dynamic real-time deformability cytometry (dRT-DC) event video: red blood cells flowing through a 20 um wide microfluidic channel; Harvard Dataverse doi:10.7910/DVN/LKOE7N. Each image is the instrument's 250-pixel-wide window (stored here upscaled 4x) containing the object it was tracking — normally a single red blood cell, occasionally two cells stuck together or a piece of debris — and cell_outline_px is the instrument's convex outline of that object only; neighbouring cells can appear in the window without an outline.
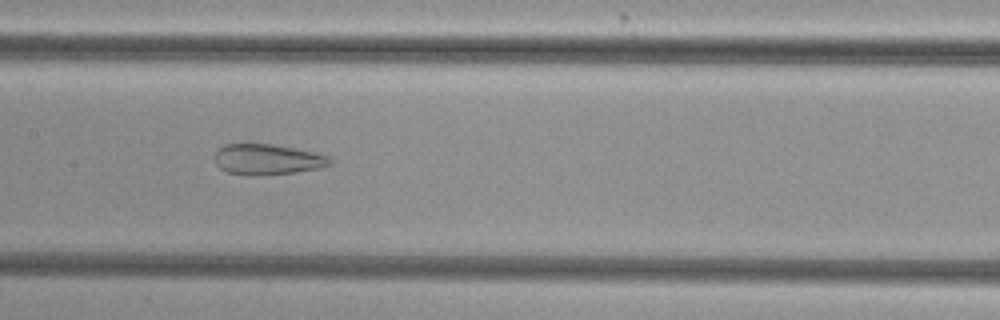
{"species": "common noctule bat (a hibernating species)", "species_latin": "Nyctalus noctula", "temperature_condition": "cold", "stored_images_in_passage": 47, "camera_frame_rate_fps": 3000, "um_per_image_px": 0.085, "animal": {"sex": "female", "body_mass_g": 29.2, "forearm_length_mm": 56.3}, "frame": {"image": 1, "passage_image": 20, "time_ms": 6.333, "image_size_px": [1000, 320], "cell_outline_px": [[332, 164], [320, 168], [296, 172], [252, 176], [228, 172], [220, 168], [216, 164], [216, 152], [224, 144], [272, 144], [312, 152], [328, 156], [332, 160]], "centroid_in_image_um": [22.74, 13.56], "position_along_channel_um": 184.7, "area_um2": 20.35}}
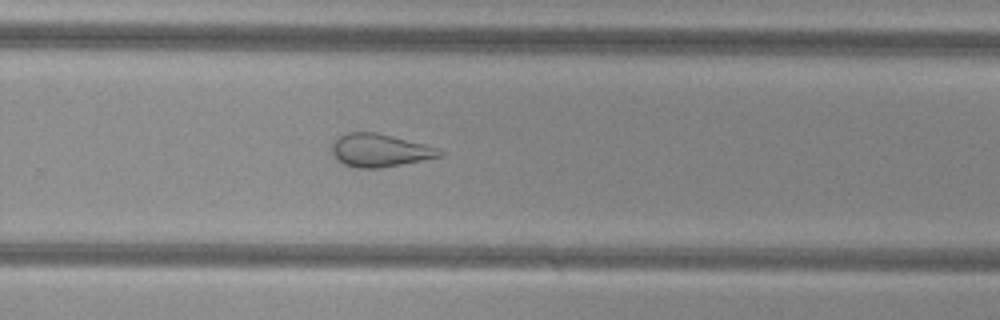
{"frame": {"image": 2, "passage_image": 29, "time_ms": 9.333, "image_size_px": [1000, 320], "cell_outline_px": [[448, 152], [444, 156], [380, 168], [352, 168], [336, 160], [332, 152], [332, 144], [340, 136], [348, 132], [376, 132], [424, 144]], "centroid_in_image_um": [32.3, 12.79], "position_along_channel_um": 297.5, "area_um2": 20.75}}
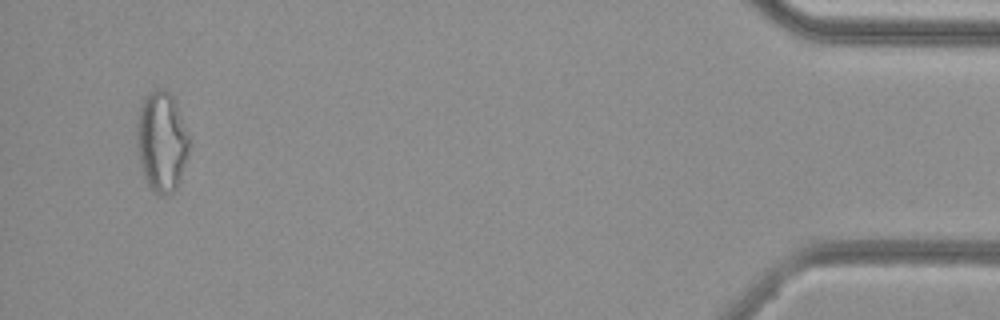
{"frame": {"image": 3, "passage_image": 45, "time_ms": 14.667, "image_size_px": [1000, 320], "cell_outline_px": [[188, 156], [180, 180], [176, 188], [168, 196], [160, 196], [148, 184], [144, 176], [140, 164], [136, 144], [136, 132], [140, 108], [144, 100], [156, 88], [160, 88], [168, 92], [172, 96], [176, 104], [188, 136]], "centroid_in_image_um": [13.73, 12.09], "position_along_channel_um": 421.5, "area_um2": 30.11}, "authors_computed_cell_mechanics": {"area_um2": 26.4724, "velocity_mm_per_s": 3.7746, "shape_relaxation_time_tau1_ms": null, "shape_relaxation_time_tau2_ms": 1.8512, "deformation_change_tau1": null, "deformation_change_tau2": 0.1106}}